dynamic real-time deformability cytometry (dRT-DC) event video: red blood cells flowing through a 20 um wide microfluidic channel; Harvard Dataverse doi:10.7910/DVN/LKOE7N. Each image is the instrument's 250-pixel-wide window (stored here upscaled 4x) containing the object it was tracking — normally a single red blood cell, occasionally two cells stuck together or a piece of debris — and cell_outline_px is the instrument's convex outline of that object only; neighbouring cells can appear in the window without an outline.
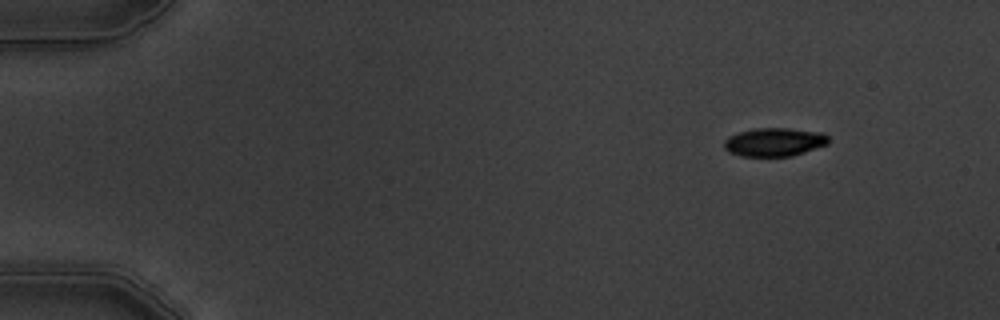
{"species": "common noctule bat (a hibernating species)", "species_latin": "Nyctalus noctula", "temperature_condition": "warm", "stored_images_in_passage": 5, "camera_frame_rate_fps": 3000, "um_per_image_px": 0.085, "animal": {"sex": "male", "body_mass_g": 19.5, "forearm_length_mm": 54.6}, "frame": {"image": 1, "passage_image": 1, "time_ms": 0.0, "image_size_px": [1000, 320], "cell_outline_px": [[828, 144], [792, 156], [740, 156], [728, 152], [724, 148], [724, 140], [728, 136], [740, 132], [756, 128], [788, 128], [824, 132], [828, 136]], "centroid_in_image_um": [65.81, 12.07], "position_along_channel_um": 19.2, "area_um2": 17.4}}
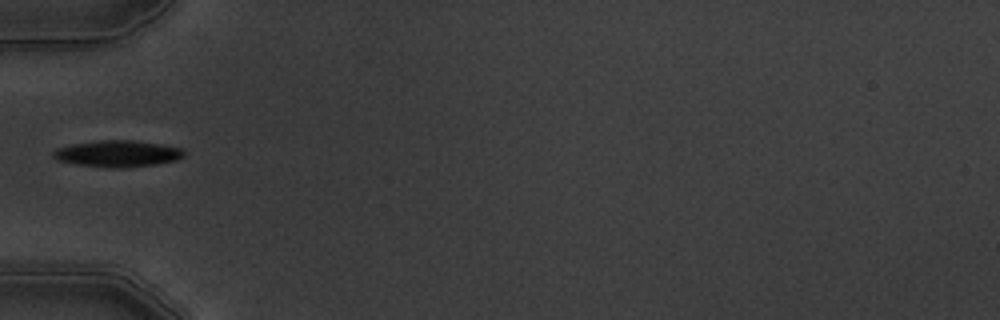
{"frame": {"image": 2, "passage_image": 4, "time_ms": 4.333, "image_size_px": [1000, 320], "cell_outline_px": [[184, 156], [176, 160], [156, 164], [124, 168], [108, 168], [76, 164], [56, 160], [52, 156], [52, 152], [56, 148], [72, 144], [100, 140], [132, 140], [160, 144], [184, 148]], "centroid_in_image_um": [9.98, 13.06], "position_along_channel_um": 75.0, "area_um2": 20.35}}